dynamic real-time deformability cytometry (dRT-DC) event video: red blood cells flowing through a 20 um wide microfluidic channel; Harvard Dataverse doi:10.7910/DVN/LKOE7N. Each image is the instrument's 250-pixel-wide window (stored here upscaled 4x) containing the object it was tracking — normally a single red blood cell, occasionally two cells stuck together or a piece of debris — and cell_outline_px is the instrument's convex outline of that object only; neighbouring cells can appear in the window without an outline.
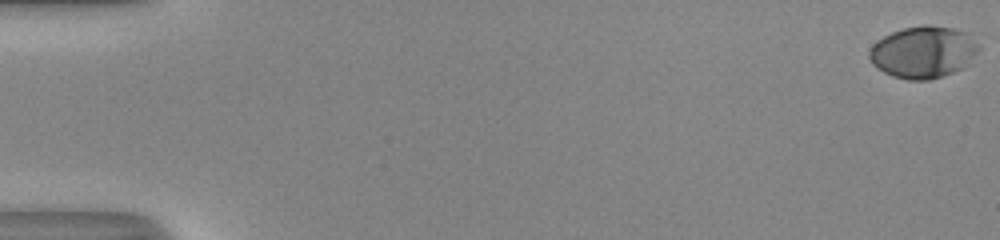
{"species": "human", "species_latin": "Homo sapiens", "temperature_condition": "room temperature", "stored_images_in_passage": 54, "camera_frame_rate_fps": 3000, "um_per_image_px": 0.085, "donor": {"sex": "male"}, "frame": {"image": 1, "passage_image": 1, "time_ms": 0.0, "image_size_px": [1000, 240], "cell_outline_px": [[980, 48], [964, 68], [928, 80], [908, 80], [892, 76], [884, 72], [872, 64], [868, 56], [868, 52], [872, 44], [876, 40], [892, 32], [904, 28], [924, 24], [928, 24], [952, 28], [968, 32]], "centroid_in_image_um": [78.45, 4.42], "position_along_channel_um": 6.6, "area_um2": 33.18}}
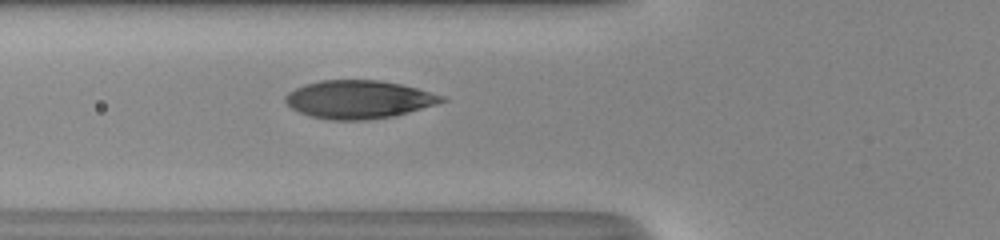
{"frame": {"image": 2, "passage_image": 22, "time_ms": 7.0, "image_size_px": [1000, 240], "cell_outline_px": [[448, 100], [436, 104], [396, 116], [368, 120], [328, 120], [312, 116], [300, 112], [292, 108], [284, 100], [284, 96], [288, 92], [304, 84], [320, 80], [380, 80], [400, 84], [416, 88], [444, 96]], "centroid_in_image_um": [30.49, 8.45], "position_along_channel_um": 95.3, "area_um2": 34.8}}
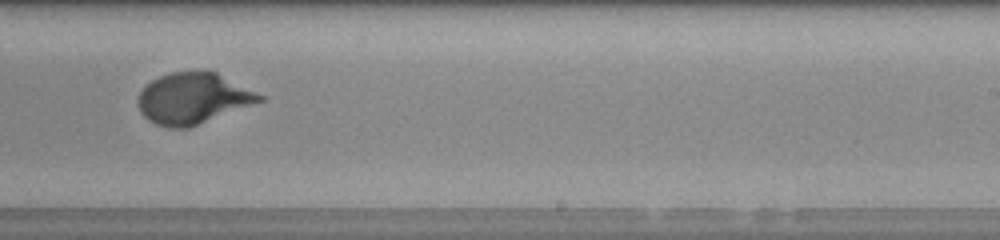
{"frame": {"image": 3, "passage_image": 35, "time_ms": 11.333, "image_size_px": [1000, 240], "cell_outline_px": [[264, 100], [188, 128], [168, 128], [156, 124], [148, 120], [140, 112], [136, 100], [140, 92], [152, 80], [160, 76], [172, 72], [216, 72], [264, 96]], "centroid_in_image_um": [16.37, 8.38], "position_along_channel_um": 272.6, "area_um2": 35.66}, "authors_computed_cell_mechanics": {"area_um2": 33.6685, "velocity_mm_per_s": 4.0945, "shape_relaxation_time_tau1_ms": 3.4858, "shape_relaxation_time_tau2_ms": null, "deformation_change_tau1": 0.2043, "deformation_change_tau2": null}}